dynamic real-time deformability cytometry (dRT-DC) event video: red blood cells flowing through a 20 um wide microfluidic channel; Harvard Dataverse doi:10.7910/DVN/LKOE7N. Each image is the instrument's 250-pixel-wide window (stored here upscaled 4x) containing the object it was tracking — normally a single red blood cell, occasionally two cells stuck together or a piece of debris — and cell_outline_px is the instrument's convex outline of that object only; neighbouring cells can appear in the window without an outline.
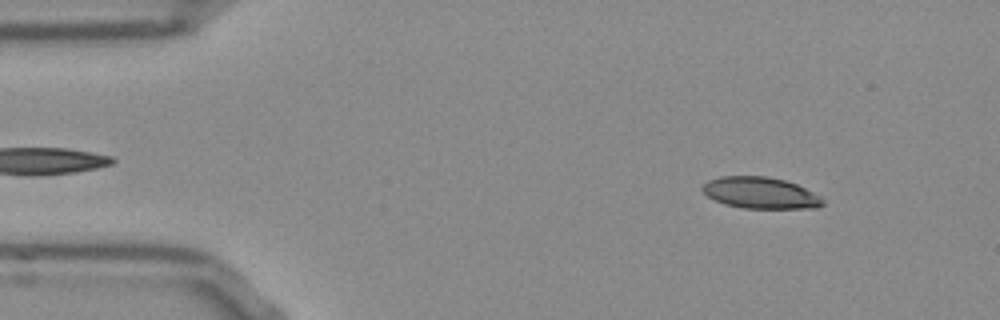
{"species": "Egyptian fruit bat (a non-hibernating species)", "species_latin": "Rousettus aegyptiacus", "temperature_condition": "room temperature", "stored_images_in_passage": 51, "camera_frame_rate_fps": 3000, "um_per_image_px": 0.085, "frame": {"image": 1, "passage_image": 5, "time_ms": 1.333, "image_size_px": [1000, 320], "cell_outline_px": [[824, 204], [816, 208], [744, 208], [724, 204], [708, 196], [700, 188], [708, 180], [720, 176], [768, 176], [784, 180], [796, 184], [820, 196], [824, 200]], "centroid_in_image_um": [64.63, 16.39], "position_along_channel_um": 20.4, "area_um2": 21.96}}
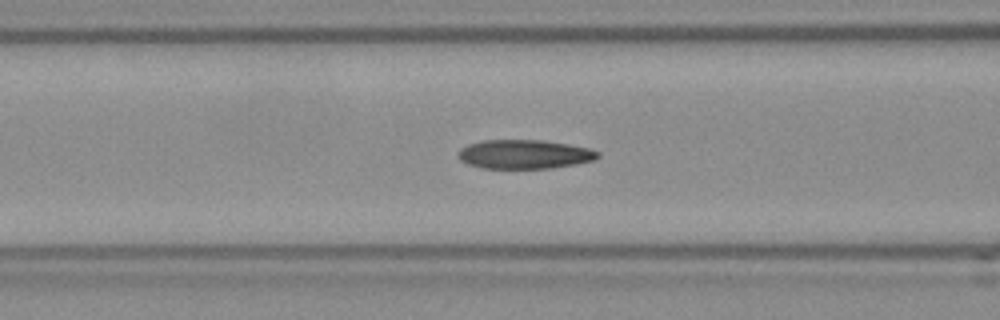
{"frame": {"image": 2, "passage_image": 19, "time_ms": 6.0, "image_size_px": [1000, 320], "cell_outline_px": [[600, 156], [596, 160], [576, 164], [552, 168], [484, 168], [468, 164], [460, 160], [456, 156], [456, 152], [460, 148], [468, 144], [480, 140], [544, 140], [592, 148], [600, 152]], "centroid_in_image_um": [44.58, 13.1], "position_along_channel_um": 122.0, "area_um2": 23.99}}
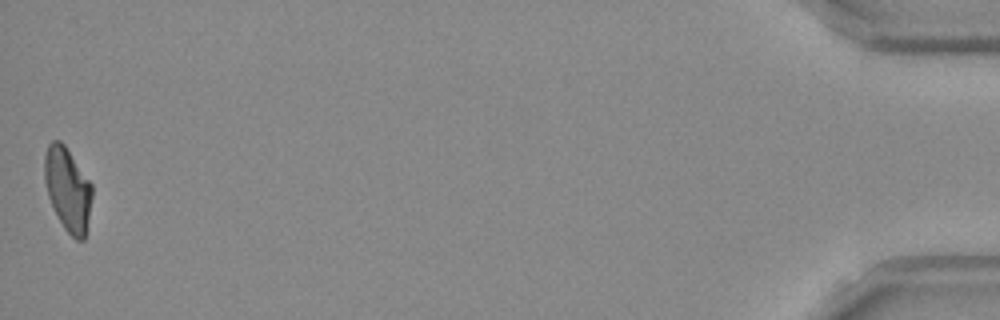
{"frame": {"image": 3, "passage_image": 51, "time_ms": 16.667, "image_size_px": [1000, 320], "cell_outline_px": [[92, 196], [84, 240], [76, 240], [64, 228], [48, 196], [44, 180], [44, 156], [48, 144], [52, 140], [60, 140], [64, 144], [92, 184]], "centroid_in_image_um": [5.74, 16.05], "position_along_channel_um": 429.5, "area_um2": 22.89}, "authors_computed_cell_mechanics": {"area_um2": 23.5246, "velocity_mm_per_s": 3.8272, "shape_relaxation_time_tau1_ms": 8.3597, "shape_relaxation_time_tau2_ms": 2.7579, "deformation_change_tau1": 0.2223, "deformation_change_tau2": 0.1021}}